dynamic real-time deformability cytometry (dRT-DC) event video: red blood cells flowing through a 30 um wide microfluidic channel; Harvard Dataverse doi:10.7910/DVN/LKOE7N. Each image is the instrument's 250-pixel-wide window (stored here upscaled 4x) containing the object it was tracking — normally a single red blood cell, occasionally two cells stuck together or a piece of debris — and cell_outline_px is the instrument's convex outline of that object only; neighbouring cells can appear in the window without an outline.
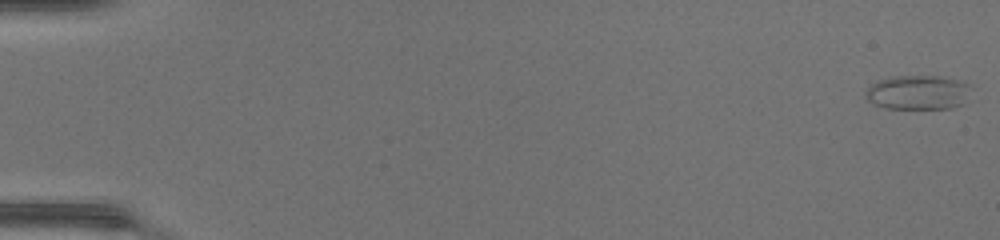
{"species": "common noctule bat (a hibernating species)", "species_latin": "Nyctalus noctula", "temperature_condition": "warm", "stored_images_in_passage": 49, "camera_frame_rate_fps": 3000, "um_per_image_px": 0.085, "animal": {"sex": "female", "body_mass_g": 17.0, "forearm_length_mm": 48.0}, "frame": {"image": 1, "passage_image": 1, "time_ms": 0.0, "image_size_px": [1000, 240], "cell_outline_px": [[968, 84], [964, 104], [952, 108], [884, 108], [868, 100], [864, 96], [868, 88], [872, 84], [880, 80], [892, 76], [940, 76], [964, 80]], "centroid_in_image_um": [78.02, 7.84], "position_along_channel_um": 7.0, "area_um2": 20.92}}
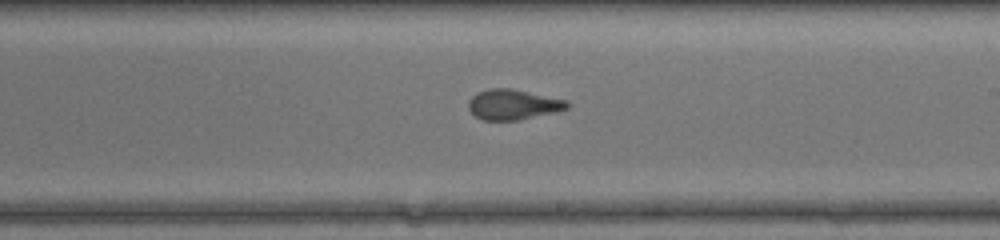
{"frame": {"image": 2, "passage_image": 30, "time_ms": 9.667, "image_size_px": [1000, 240], "cell_outline_px": [[568, 108], [556, 112], [520, 120], [484, 120], [476, 116], [468, 108], [468, 100], [476, 92], [488, 88], [512, 88], [564, 100], [568, 104]], "centroid_in_image_um": [43.56, 8.88], "position_along_channel_um": 245.4, "area_um2": 17.34}}
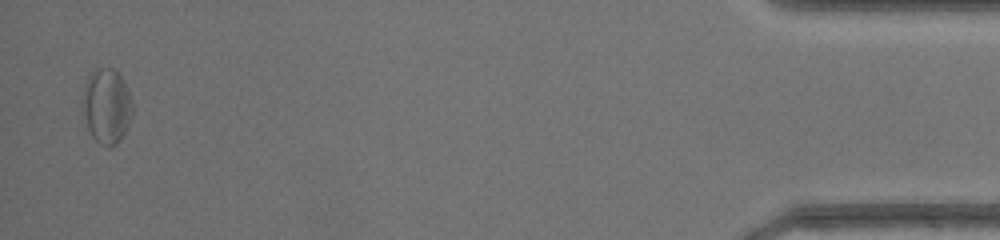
{"frame": {"image": 3, "passage_image": 48, "time_ms": 15.667, "image_size_px": [1000, 240], "cell_outline_px": [[132, 116], [120, 140], [116, 144], [108, 148], [100, 144], [92, 136], [80, 112], [84, 84], [88, 76], [92, 72], [100, 68], [112, 68], [124, 80], [132, 100]], "centroid_in_image_um": [9.03, 9.03], "position_along_channel_um": 426.2, "area_um2": 22.08}, "authors_computed_cell_mechanics": {"area_um2": 18.3226, "velocity_mm_per_s": 4.4067, "shape_relaxation_time_tau1_ms": null, "shape_relaxation_time_tau2_ms": 1.0522, "deformation_change_tau1": null, "deformation_change_tau2": 0.0667}}